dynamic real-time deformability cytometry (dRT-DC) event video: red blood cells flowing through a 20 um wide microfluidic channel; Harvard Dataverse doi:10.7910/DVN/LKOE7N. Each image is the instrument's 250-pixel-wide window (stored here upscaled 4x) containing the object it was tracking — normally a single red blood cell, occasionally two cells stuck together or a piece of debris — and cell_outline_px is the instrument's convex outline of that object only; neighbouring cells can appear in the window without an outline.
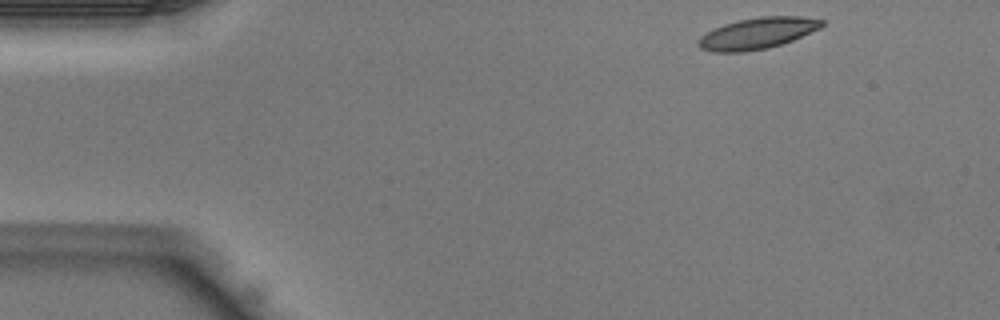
{"species": "Egyptian fruit bat (a non-hibernating species)", "species_latin": "Rousettus aegyptiacus", "temperature_condition": "warm", "stored_images_in_passage": 38, "camera_frame_rate_fps": 3000, "um_per_image_px": 0.085, "animal": {"sex": "male"}, "frame": {"image": 1, "passage_image": 1, "time_ms": 0.0, "image_size_px": [1000, 320], "cell_outline_px": [[824, 24], [820, 28], [792, 40], [768, 48], [744, 52], [712, 52], [700, 48], [696, 44], [696, 40], [704, 32], [724, 24], [740, 20], [760, 16], [800, 16], [824, 20]], "centroid_in_image_um": [64.32, 2.83], "position_along_channel_um": 20.7, "area_um2": 22.6}}
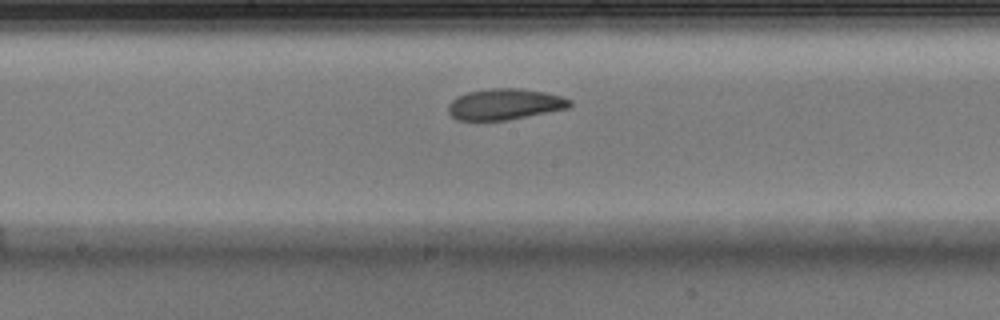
{"frame": {"image": 2, "passage_image": 18, "time_ms": 5.667, "image_size_px": [1000, 320], "cell_outline_px": [[572, 104], [568, 108], [508, 120], [456, 120], [448, 112], [448, 104], [456, 96], [468, 92], [488, 88], [520, 88], [548, 92], [572, 100]], "centroid_in_image_um": [42.9, 8.85], "position_along_channel_um": 205.3, "area_um2": 22.14}}
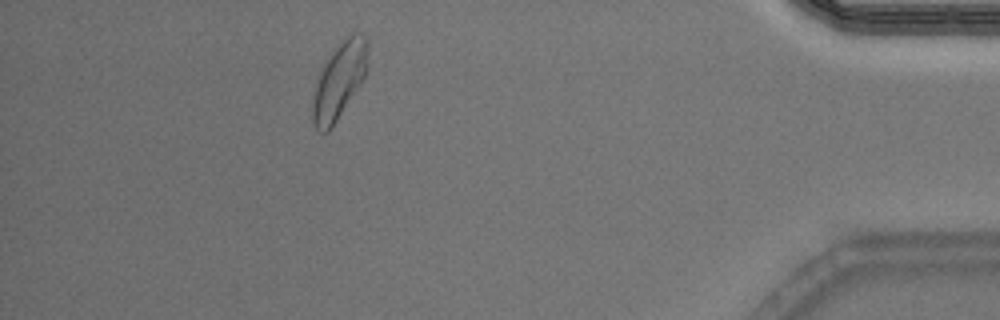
{"frame": {"image": 3, "passage_image": 34, "time_ms": 11.0, "image_size_px": [1000, 320], "cell_outline_px": [[368, 68], [364, 76], [332, 128], [328, 132], [320, 132], [316, 128], [312, 120], [312, 104], [316, 84], [320, 68], [328, 56], [340, 40], [352, 32], [360, 32], [368, 40]], "centroid_in_image_um": [28.83, 6.79], "position_along_channel_um": 406.4, "area_um2": 24.68}}